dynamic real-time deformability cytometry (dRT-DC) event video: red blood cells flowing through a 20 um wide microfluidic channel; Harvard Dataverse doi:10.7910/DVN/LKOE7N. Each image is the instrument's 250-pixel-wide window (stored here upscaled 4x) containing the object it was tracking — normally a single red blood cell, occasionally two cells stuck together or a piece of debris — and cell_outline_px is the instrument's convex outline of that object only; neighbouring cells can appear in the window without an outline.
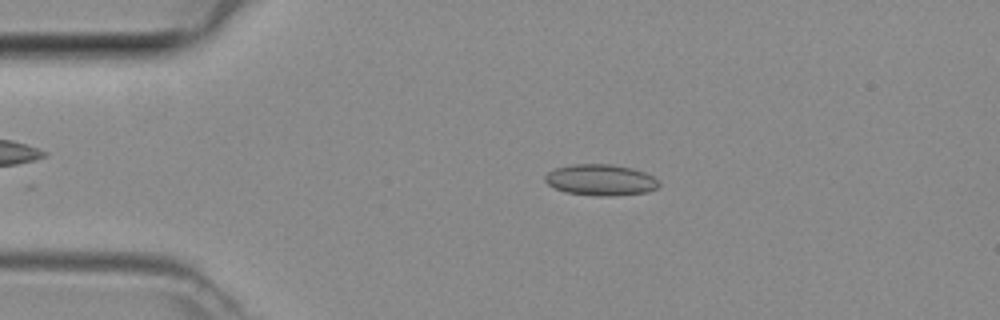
{"species": "common noctule bat (a hibernating species)", "species_latin": "Nyctalus noctula", "temperature_condition": "room temperature", "stored_images_in_passage": 46, "camera_frame_rate_fps": 3000, "um_per_image_px": 0.085, "animal": {"sex": "female", "body_mass_g": 29.2, "forearm_length_mm": 56.3}, "frame": {"image": 1, "passage_image": 9, "time_ms": 2.667, "image_size_px": [1000, 320], "cell_outline_px": [[660, 184], [656, 188], [648, 192], [612, 196], [596, 196], [564, 192], [548, 184], [544, 180], [544, 176], [548, 172], [556, 168], [572, 164], [612, 164], [632, 168], [644, 172], [652, 176]], "centroid_in_image_um": [51.04, 15.3], "position_along_channel_um": 34.0, "area_um2": 20.69}}
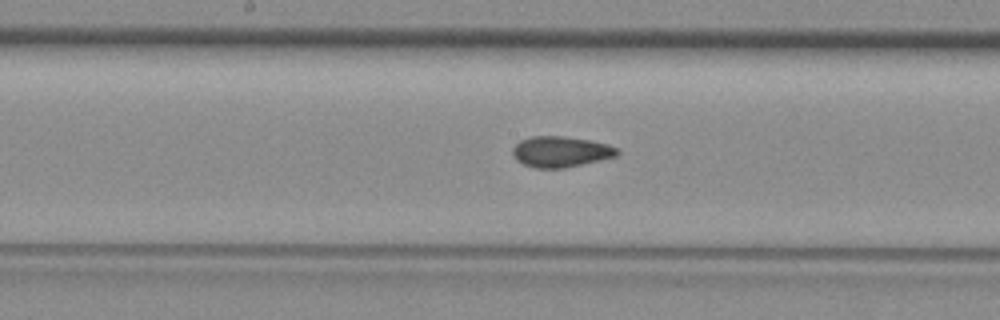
{"frame": {"image": 2, "passage_image": 23, "time_ms": 7.333, "image_size_px": [1000, 320], "cell_outline_px": [[620, 152], [616, 156], [600, 160], [564, 168], [532, 168], [516, 160], [512, 156], [512, 148], [520, 140], [532, 136], [564, 136], [588, 140], [608, 144], [616, 148]], "centroid_in_image_um": [47.62, 12.9], "position_along_channel_um": 200.6, "area_um2": 18.79}}
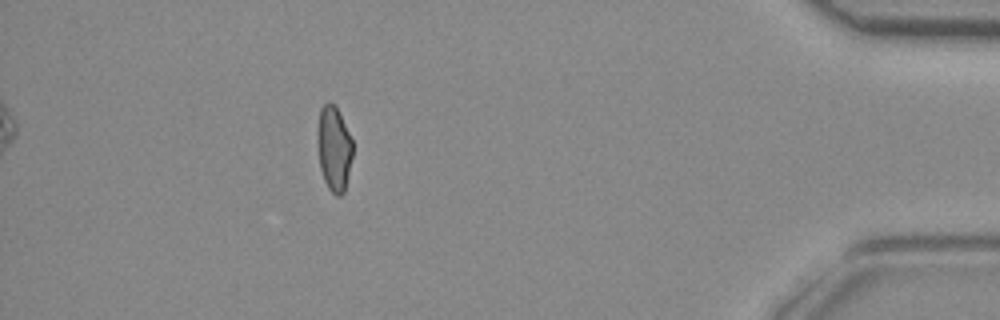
{"frame": {"image": 3, "passage_image": 41, "time_ms": 13.333, "image_size_px": [1000, 320], "cell_outline_px": [[352, 156], [344, 192], [340, 196], [336, 196], [328, 188], [324, 180], [320, 168], [316, 136], [316, 128], [320, 108], [328, 100], [336, 108], [352, 140]], "centroid_in_image_um": [28.35, 12.62], "position_along_channel_um": 406.9, "area_um2": 17.4}}